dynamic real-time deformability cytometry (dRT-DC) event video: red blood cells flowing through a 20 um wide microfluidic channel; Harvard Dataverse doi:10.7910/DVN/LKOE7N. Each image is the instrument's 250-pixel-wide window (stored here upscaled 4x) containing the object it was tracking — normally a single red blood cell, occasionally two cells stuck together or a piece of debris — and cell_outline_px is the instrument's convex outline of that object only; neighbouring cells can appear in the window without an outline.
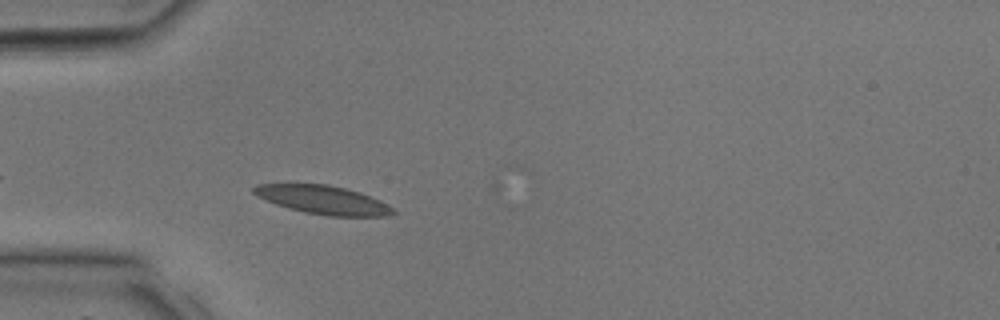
{"species": "common noctule bat (a hibernating species)", "species_latin": "Nyctalus noctula", "temperature_condition": "room temperature", "stored_images_in_passage": 4, "camera_frame_rate_fps": 3000, "um_per_image_px": 0.085, "animal": {"sex": "male", "body_mass_g": 17.9, "forearm_length_mm": 54.2}, "frame": {"image": 1, "passage_image": 2, "time_ms": 0.333, "image_size_px": [1000, 320], "cell_outline_px": [[400, 212], [388, 216], [328, 216], [304, 212], [288, 208], [276, 204], [256, 196], [252, 192], [252, 188], [256, 184], [288, 180], [292, 180], [328, 184], [360, 192], [380, 200], [388, 204]], "centroid_in_image_um": [27.37, 16.93], "position_along_channel_um": 57.6, "area_um2": 24.45}}